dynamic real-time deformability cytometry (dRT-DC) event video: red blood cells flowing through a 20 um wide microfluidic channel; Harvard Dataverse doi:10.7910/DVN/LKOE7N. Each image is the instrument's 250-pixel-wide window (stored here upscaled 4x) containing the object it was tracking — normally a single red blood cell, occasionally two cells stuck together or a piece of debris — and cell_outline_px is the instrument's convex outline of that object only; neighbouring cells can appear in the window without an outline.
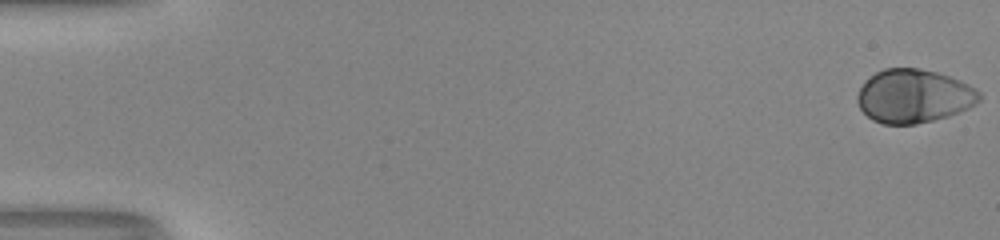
{"species": "human", "species_latin": "Homo sapiens", "temperature_condition": "room temperature", "stored_images_in_passage": 53, "camera_frame_rate_fps": 3000, "um_per_image_px": 0.085, "donor": {"sex": "male"}, "frame": {"image": 1, "passage_image": 1, "time_ms": 0.0, "image_size_px": [1000, 240], "cell_outline_px": [[980, 100], [976, 104], [968, 108], [948, 116], [916, 124], [884, 124], [872, 120], [860, 108], [856, 100], [856, 96], [864, 80], [876, 72], [884, 68], [920, 68], [936, 72], [960, 80], [968, 84], [980, 92]], "centroid_in_image_um": [77.65, 8.16], "position_along_channel_um": 7.4, "area_um2": 38.09}}
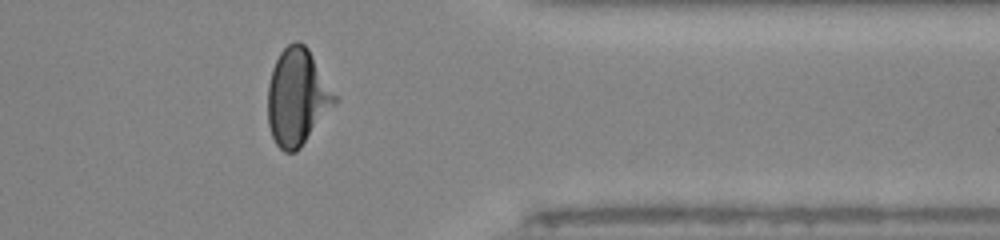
{"frame": {"image": 2, "passage_image": 44, "time_ms": 14.333, "image_size_px": [1000, 240], "cell_outline_px": [[336, 104], [300, 148], [296, 152], [284, 152], [276, 144], [272, 136], [268, 124], [268, 84], [272, 68], [280, 52], [288, 44], [296, 40], [300, 40], [308, 48], [336, 96]], "centroid_in_image_um": [25.25, 8.26], "position_along_channel_um": 386.2, "area_um2": 37.51}}
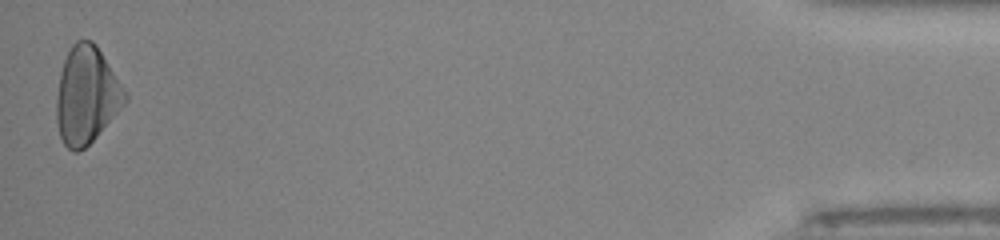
{"frame": {"image": 3, "passage_image": 53, "time_ms": 17.333, "image_size_px": [1000, 240], "cell_outline_px": [[128, 100], [96, 136], [84, 148], [76, 152], [72, 152], [64, 144], [60, 136], [56, 120], [56, 96], [60, 72], [64, 60], [72, 44], [76, 40], [92, 40], [96, 44], [124, 88], [128, 96]], "centroid_in_image_um": [7.34, 8.09], "position_along_channel_um": 427.9, "area_um2": 38.55}, "authors_computed_cell_mechanics": {"area_um2": 37.3388, "velocity_mm_per_s": 4.0334, "shape_relaxation_time_tau1_ms": 3.199, "shape_relaxation_time_tau2_ms": null, "deformation_change_tau1": 0.1911, "deformation_change_tau2": null}}